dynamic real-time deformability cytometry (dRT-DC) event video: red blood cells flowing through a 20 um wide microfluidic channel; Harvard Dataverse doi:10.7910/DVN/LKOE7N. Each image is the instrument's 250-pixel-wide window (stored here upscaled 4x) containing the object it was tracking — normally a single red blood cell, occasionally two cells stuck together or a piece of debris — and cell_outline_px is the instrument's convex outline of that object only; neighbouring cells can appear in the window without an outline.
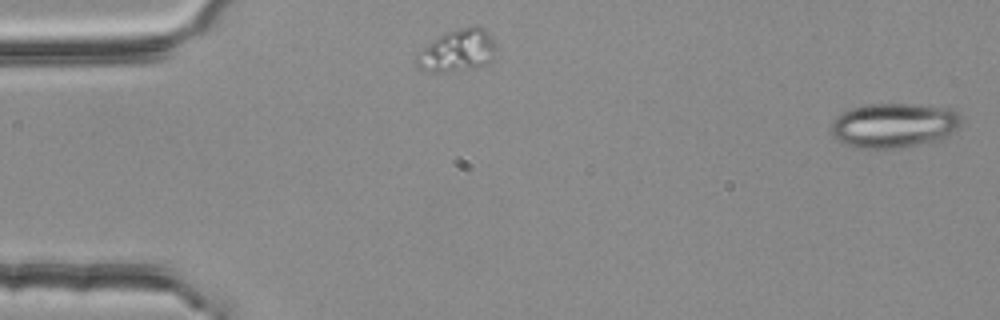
{"species": "common noctule bat (a hibernating species)", "species_latin": "Nyctalus noctula", "temperature_condition": "room temperature", "stored_images_in_passage": 54, "camera_frame_rate_fps": 3000, "um_per_image_px": 0.085, "animal": {"sex": "female", "body_mass_g": 25.1}, "frame": {"image": 1, "passage_image": 2, "time_ms": 0.333, "image_size_px": [1000, 320], "cell_outline_px": [[964, 124], [948, 136], [940, 140], [900, 148], [864, 148], [844, 144], [836, 140], [832, 132], [832, 124], [836, 116], [840, 112], [864, 104], [912, 104], [952, 108], [960, 112], [964, 120]], "centroid_in_image_um": [76.06, 10.64], "position_along_channel_um": 8.9, "area_um2": 34.45}}
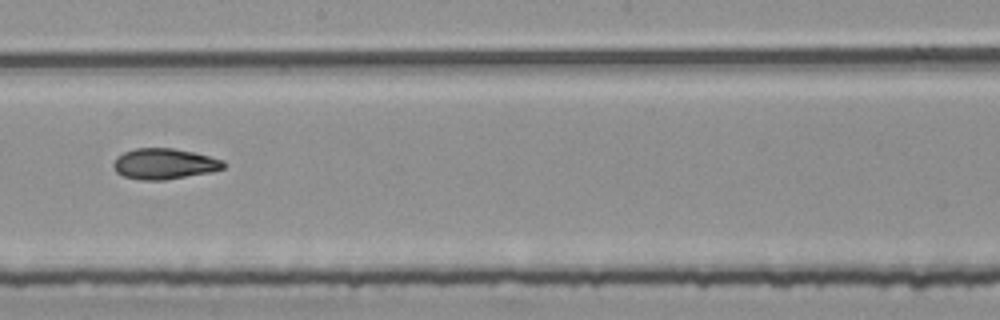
{"frame": {"image": 2, "passage_image": 31, "time_ms": 10.0, "image_size_px": [1000, 320], "cell_outline_px": [[224, 168], [212, 172], [164, 180], [140, 180], [124, 176], [116, 172], [112, 164], [116, 156], [124, 152], [136, 148], [172, 148], [192, 152], [224, 160]], "centroid_in_image_um": [13.94, 13.93], "position_along_channel_um": 234.3, "area_um2": 19.71}}
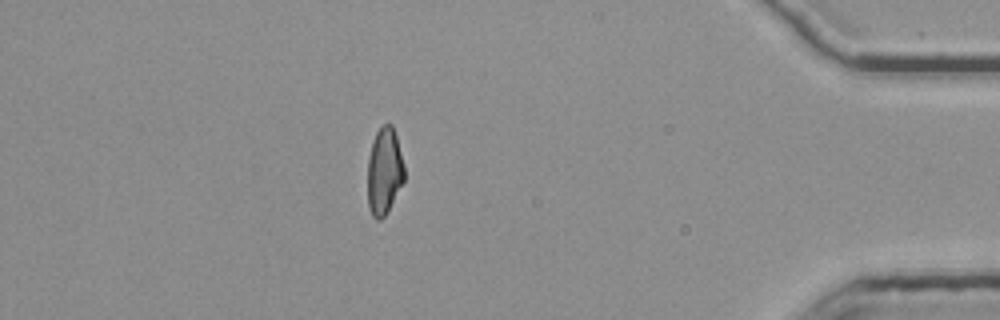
{"frame": {"image": 3, "passage_image": 48, "time_ms": 15.667, "image_size_px": [1000, 320], "cell_outline_px": [[404, 180], [388, 212], [380, 220], [376, 220], [372, 216], [368, 208], [368, 156], [372, 140], [376, 132], [384, 124], [392, 124], [396, 136], [404, 164]], "centroid_in_image_um": [32.65, 14.57], "position_along_channel_um": 402.5, "area_um2": 18.73}, "authors_computed_cell_mechanics": {"area_um2": 20.23, "velocity_mm_per_s": 3.7976, "shape_relaxation_time_tau1_ms": 8.8563, "shape_relaxation_time_tau2_ms": 10.4272, "deformation_change_tau1": 0.1892, "deformation_change_tau2": 0.2065}}